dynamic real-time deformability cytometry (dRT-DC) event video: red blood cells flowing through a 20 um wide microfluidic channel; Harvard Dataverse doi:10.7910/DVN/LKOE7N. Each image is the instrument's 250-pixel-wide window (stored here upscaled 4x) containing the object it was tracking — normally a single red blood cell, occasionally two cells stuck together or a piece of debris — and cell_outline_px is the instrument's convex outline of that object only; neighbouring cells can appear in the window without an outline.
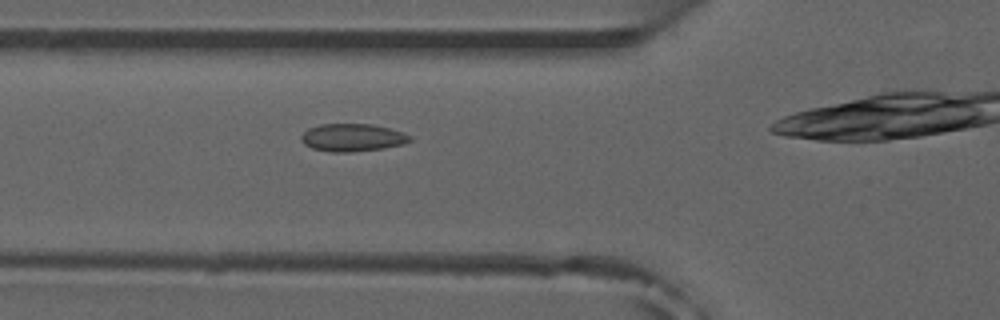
{"species": "common noctule bat (a hibernating species)", "species_latin": "Nyctalus noctula", "temperature_condition": "room temperature", "stored_images_in_passage": 25, "camera_frame_rate_fps": 3000, "um_per_image_px": 0.085, "animal": {"sex": "male", "forearm_length_mm": 52.5}, "frame": {"image": 1, "passage_image": 8, "time_ms": 2.333, "image_size_px": [1000, 320], "cell_outline_px": [[412, 140], [404, 144], [384, 148], [348, 152], [332, 152], [312, 148], [304, 144], [300, 140], [300, 136], [308, 128], [320, 124], [372, 124], [404, 132], [412, 136]], "centroid_in_image_um": [29.96, 11.69], "position_along_channel_um": 95.8, "area_um2": 17.63}}
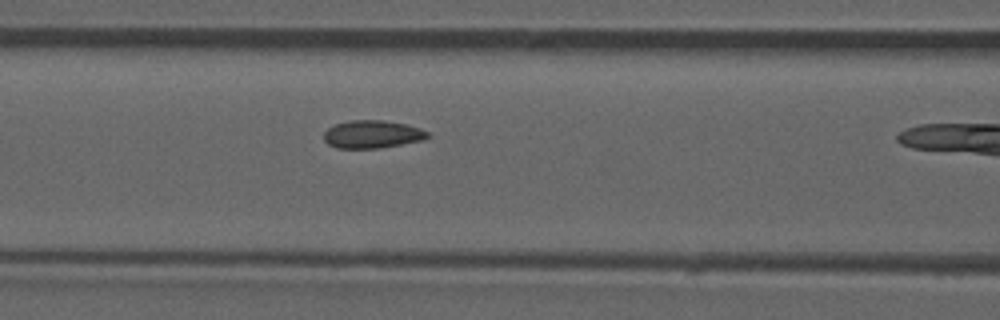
{"frame": {"image": 2, "passage_image": 11, "time_ms": 3.333, "image_size_px": [1000, 320], "cell_outline_px": [[432, 136], [424, 140], [380, 148], [336, 148], [328, 144], [324, 140], [324, 132], [328, 128], [336, 124], [352, 120], [384, 120], [404, 124], [420, 128], [428, 132]], "centroid_in_image_um": [31.67, 11.42], "position_along_channel_um": 134.9, "area_um2": 16.88}}